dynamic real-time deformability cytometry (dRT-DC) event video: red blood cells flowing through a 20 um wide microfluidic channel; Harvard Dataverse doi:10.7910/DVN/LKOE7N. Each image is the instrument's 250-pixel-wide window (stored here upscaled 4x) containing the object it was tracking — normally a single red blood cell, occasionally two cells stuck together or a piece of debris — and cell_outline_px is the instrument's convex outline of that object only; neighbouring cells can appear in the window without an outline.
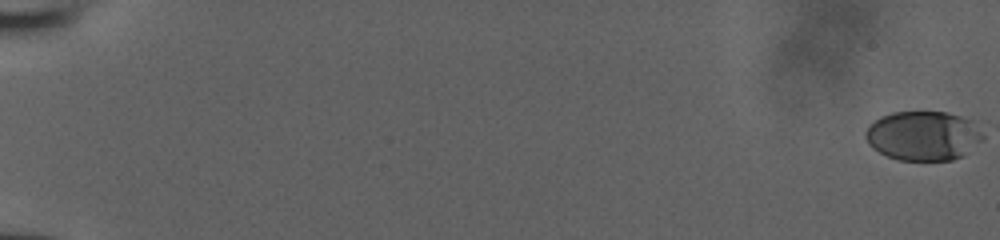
{"species": "human", "species_latin": "Homo sapiens", "temperature_condition": "room temperature", "stored_images_in_passage": 54, "camera_frame_rate_fps": 3000, "um_per_image_px": 0.085, "donor": {"sex": "male"}, "frame": {"image": 1, "passage_image": 1, "time_ms": 0.0, "image_size_px": [1000, 240], "cell_outline_px": [[968, 124], [964, 156], [952, 160], [900, 160], [888, 156], [872, 148], [868, 144], [864, 136], [864, 132], [880, 116], [892, 112], [948, 112], [960, 116], [968, 120]], "centroid_in_image_um": [78.12, 11.54], "position_along_channel_um": 6.9, "area_um2": 31.15}}
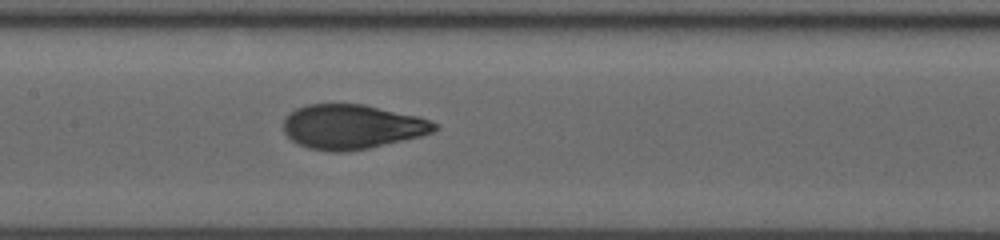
{"frame": {"image": 2, "passage_image": 30, "time_ms": 9.667, "image_size_px": [1000, 240], "cell_outline_px": [[440, 128], [432, 132], [420, 136], [368, 148], [348, 152], [328, 152], [308, 148], [296, 144], [284, 132], [284, 116], [296, 108], [308, 104], [364, 104], [420, 116], [440, 124]], "centroid_in_image_um": [29.92, 10.77], "position_along_channel_um": 177.5, "area_um2": 39.59}}
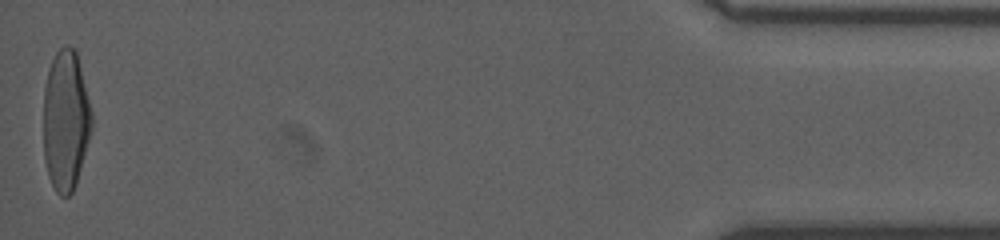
{"frame": {"image": 3, "passage_image": 54, "time_ms": 17.667, "image_size_px": [1000, 240], "cell_outline_px": [[92, 128], [76, 184], [72, 192], [68, 196], [60, 196], [56, 192], [48, 176], [44, 156], [44, 88], [48, 68], [56, 52], [64, 44], [68, 44], [76, 52], [92, 112]], "centroid_in_image_um": [5.58, 10.24], "position_along_channel_um": 429.6, "area_um2": 39.42}}